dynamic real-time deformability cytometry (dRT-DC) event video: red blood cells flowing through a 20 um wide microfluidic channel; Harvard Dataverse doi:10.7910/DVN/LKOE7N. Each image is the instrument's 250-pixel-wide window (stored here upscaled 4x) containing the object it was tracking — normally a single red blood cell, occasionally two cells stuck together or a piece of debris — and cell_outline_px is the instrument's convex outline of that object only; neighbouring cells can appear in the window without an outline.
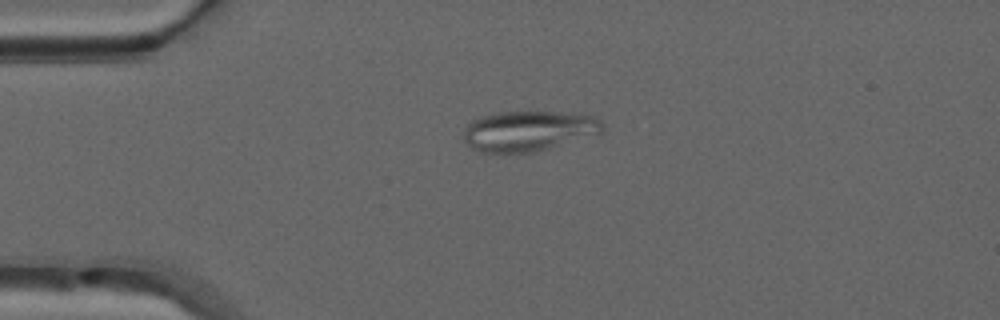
{"species": "common noctule bat (a hibernating species)", "species_latin": "Nyctalus noctula", "temperature_condition": "warm", "stored_images_in_passage": 39, "camera_frame_rate_fps": 3000, "um_per_image_px": 0.085, "animal": {"sex": "male", "forearm_length_mm": 52.5}, "frame": {"image": 1, "passage_image": 1, "time_ms": 0.0, "image_size_px": [1000, 320], "cell_outline_px": [[604, 124], [600, 132], [536, 152], [480, 152], [472, 148], [464, 140], [464, 128], [472, 120], [480, 116], [500, 112], [556, 112], [596, 116]], "centroid_in_image_um": [44.88, 11.12], "position_along_channel_um": 40.1, "area_um2": 32.19}}
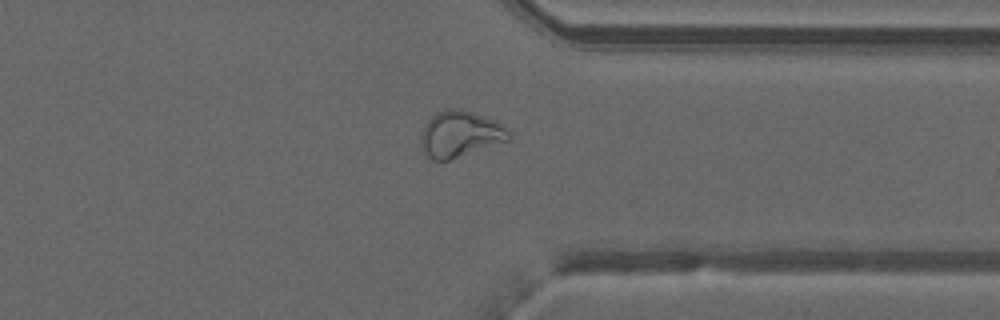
{"frame": {"image": 2, "passage_image": 28, "time_ms": 9.0, "image_size_px": [1000, 320], "cell_outline_px": [[512, 136], [508, 140], [448, 160], [432, 160], [428, 156], [424, 148], [424, 128], [428, 120], [432, 116], [448, 108], [460, 108], [484, 116], [500, 124]], "centroid_in_image_um": [39.14, 11.38], "position_along_channel_um": 372.3, "area_um2": 22.6}}
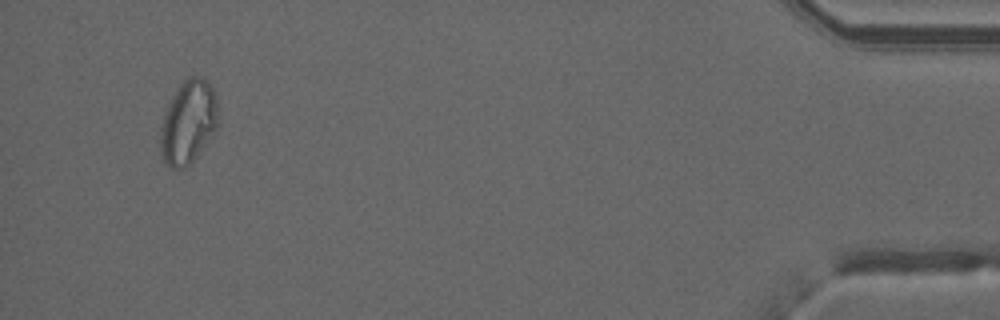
{"frame": {"image": 3, "passage_image": 37, "time_ms": 12.0, "image_size_px": [1000, 320], "cell_outline_px": [[216, 128], [196, 156], [184, 168], [172, 168], [164, 160], [160, 152], [160, 128], [164, 112], [176, 88], [188, 76], [200, 76], [212, 88], [216, 96]], "centroid_in_image_um": [15.96, 10.36], "position_along_channel_um": 419.2, "area_um2": 27.51}, "authors_computed_cell_mechanics": {"area_um2": 23.4668, "velocity_mm_per_s": 4.0397, "shape_relaxation_time_tau1_ms": null, "shape_relaxation_time_tau2_ms": 2.7002, "deformation_change_tau1": null, "deformation_change_tau2": 0.0908}}